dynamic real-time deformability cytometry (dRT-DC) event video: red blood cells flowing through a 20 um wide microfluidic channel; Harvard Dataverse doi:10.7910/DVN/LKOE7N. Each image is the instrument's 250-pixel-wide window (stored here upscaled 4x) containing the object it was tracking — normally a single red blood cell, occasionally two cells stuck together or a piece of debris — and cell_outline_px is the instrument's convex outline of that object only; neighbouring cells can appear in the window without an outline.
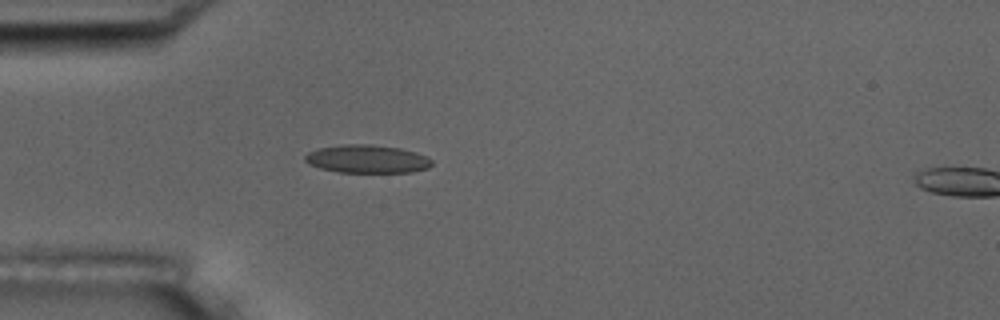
{"species": "common noctule bat (a hibernating species)", "species_latin": "Nyctalus noctula", "temperature_condition": "room temperature", "stored_images_in_passage": 43, "camera_frame_rate_fps": 3000, "um_per_image_px": 0.085, "animal": {"sex": "male", "body_mass_g": 17.5, "forearm_length_mm": 52.3}, "frame": {"image": 1, "passage_image": 8, "time_ms": 2.333, "image_size_px": [1000, 320], "cell_outline_px": [[432, 164], [428, 168], [412, 172], [340, 172], [320, 168], [308, 164], [304, 160], [304, 156], [308, 152], [320, 148], [344, 144], [372, 144], [400, 148], [428, 156], [432, 160]], "centroid_in_image_um": [31.21, 13.51], "position_along_channel_um": 53.8, "area_um2": 20.81}}
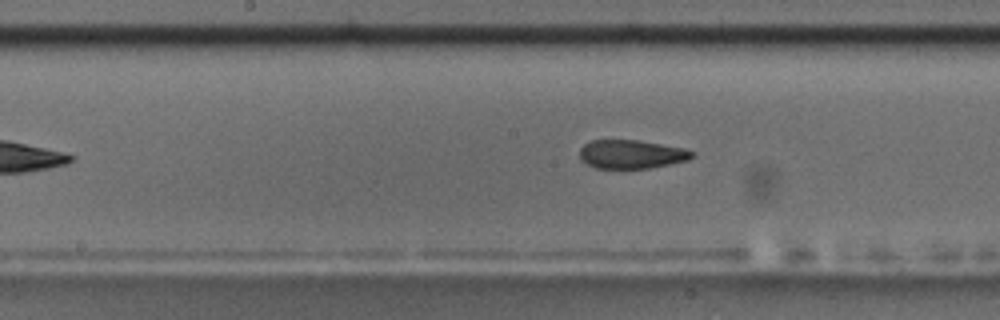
{"frame": {"image": 2, "passage_image": 20, "time_ms": 6.333, "image_size_px": [1000, 320], "cell_outline_px": [[696, 152], [688, 160], [648, 168], [596, 168], [580, 160], [580, 148], [584, 144], [592, 140], [636, 140], [684, 148]], "centroid_in_image_um": [53.65, 13.1], "position_along_channel_um": 194.6, "area_um2": 18.61}}
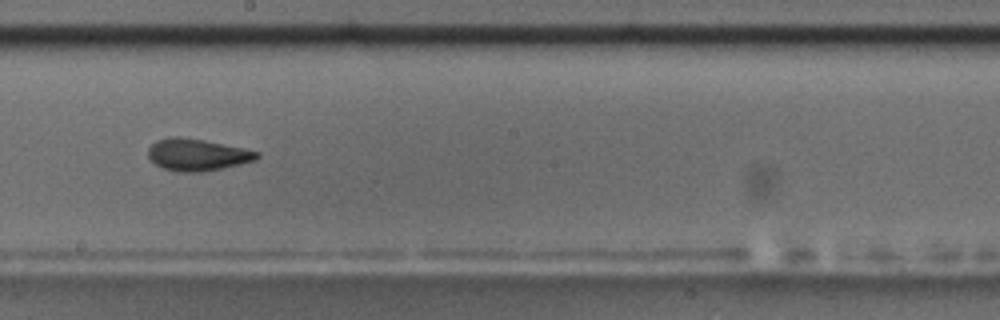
{"frame": {"image": 3, "passage_image": 23, "time_ms": 7.333, "image_size_px": [1000, 320], "cell_outline_px": [[260, 156], [256, 160], [240, 164], [200, 172], [176, 172], [164, 168], [156, 164], [148, 156], [148, 148], [156, 140], [168, 136], [180, 136], [204, 140], [244, 148], [260, 152]], "centroid_in_image_um": [16.76, 13.14], "position_along_channel_um": 231.4, "area_um2": 20.29}, "authors_computed_cell_mechanics": {"area_um2": 19.9988, "velocity_mm_per_s": 3.7042, "shape_relaxation_time_tau1_ms": null, "shape_relaxation_time_tau2_ms": 1.7874, "deformation_change_tau1": null, "deformation_change_tau2": 0.0725}}